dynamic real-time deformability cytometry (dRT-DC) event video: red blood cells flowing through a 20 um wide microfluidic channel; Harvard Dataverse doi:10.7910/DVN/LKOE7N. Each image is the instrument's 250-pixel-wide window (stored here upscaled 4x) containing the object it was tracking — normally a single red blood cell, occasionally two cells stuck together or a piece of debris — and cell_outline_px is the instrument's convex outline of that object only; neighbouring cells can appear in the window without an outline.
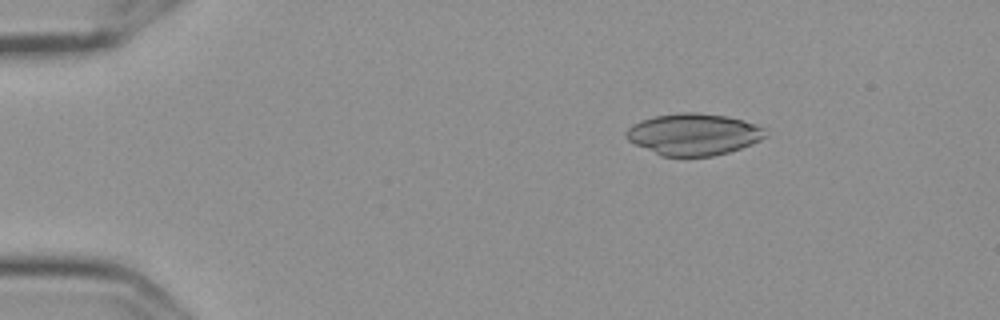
{"species": "Egyptian fruit bat (a non-hibernating species)", "species_latin": "Rousettus aegyptiacus", "temperature_condition": "cold", "stored_images_in_passage": 13, "camera_frame_rate_fps": 3000, "um_per_image_px": 0.085, "frame": {"image": 1, "passage_image": 4, "time_ms": 1.0, "image_size_px": [1000, 320], "cell_outline_px": [[768, 136], [760, 140], [740, 148], [728, 152], [712, 156], [660, 156], [628, 140], [624, 136], [624, 132], [632, 124], [640, 120], [656, 116], [680, 112], [696, 112], [728, 116], [756, 124], [764, 128]], "centroid_in_image_um": [58.94, 11.41], "position_along_channel_um": 26.1, "area_um2": 33.87}}